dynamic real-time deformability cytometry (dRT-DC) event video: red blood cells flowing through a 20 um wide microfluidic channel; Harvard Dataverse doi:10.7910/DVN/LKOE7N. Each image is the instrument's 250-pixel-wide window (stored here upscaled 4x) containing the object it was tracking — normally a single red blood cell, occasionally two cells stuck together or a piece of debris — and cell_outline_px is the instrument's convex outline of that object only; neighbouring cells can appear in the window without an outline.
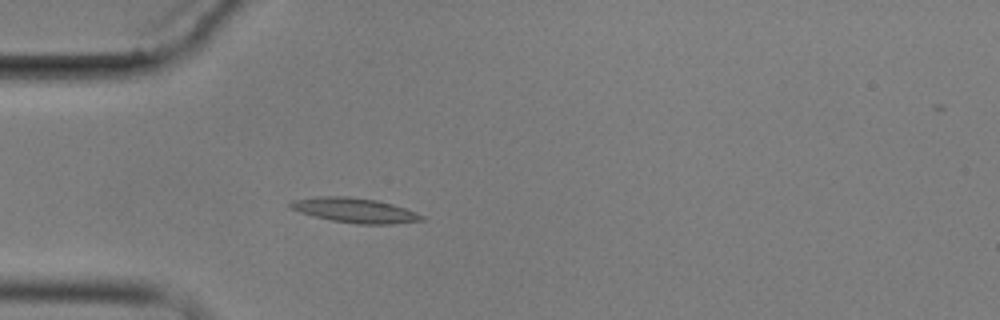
{"species": "common noctule bat (a hibernating species)", "species_latin": "Nyctalus noctula", "temperature_condition": "cold", "stored_images_in_passage": 4, "camera_frame_rate_fps": 3000, "um_per_image_px": 0.085, "animal": {"sex": "male", "body_mass_g": 17.9}, "frame": {"image": 1, "passage_image": 4, "time_ms": 4.333, "image_size_px": [1000, 320], "cell_outline_px": [[424, 220], [392, 224], [356, 224], [332, 220], [300, 212], [292, 208], [288, 204], [292, 200], [316, 196], [348, 196], [376, 200], [392, 204], [416, 212], [424, 216]], "centroid_in_image_um": [30.16, 17.87], "position_along_channel_um": 54.8, "area_um2": 18.79}}